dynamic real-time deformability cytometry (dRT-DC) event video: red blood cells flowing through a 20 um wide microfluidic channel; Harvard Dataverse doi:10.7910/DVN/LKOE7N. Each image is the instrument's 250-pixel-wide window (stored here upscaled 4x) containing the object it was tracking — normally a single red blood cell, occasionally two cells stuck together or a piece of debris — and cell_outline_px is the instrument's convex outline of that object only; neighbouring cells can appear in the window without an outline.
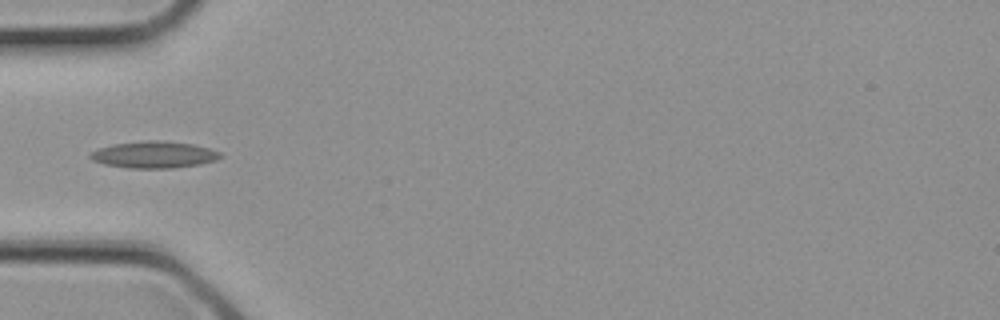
{"species": "common noctule bat (a hibernating species)", "species_latin": "Nyctalus noctula", "temperature_condition": "cold", "stored_images_in_passage": 3, "camera_frame_rate_fps": 3000, "um_per_image_px": 0.085, "animal": {"sex": "female", "body_mass_g": 21.9}, "frame": {"image": 1, "passage_image": 3, "time_ms": 0.667, "image_size_px": [1000, 320], "cell_outline_px": [[220, 156], [216, 160], [200, 164], [172, 168], [128, 168], [104, 164], [92, 160], [88, 156], [96, 148], [112, 144], [148, 140], [156, 140], [192, 144], [208, 148], [220, 152]], "centroid_in_image_um": [13.03, 13.15], "position_along_channel_um": 72.0, "area_um2": 20.17}}